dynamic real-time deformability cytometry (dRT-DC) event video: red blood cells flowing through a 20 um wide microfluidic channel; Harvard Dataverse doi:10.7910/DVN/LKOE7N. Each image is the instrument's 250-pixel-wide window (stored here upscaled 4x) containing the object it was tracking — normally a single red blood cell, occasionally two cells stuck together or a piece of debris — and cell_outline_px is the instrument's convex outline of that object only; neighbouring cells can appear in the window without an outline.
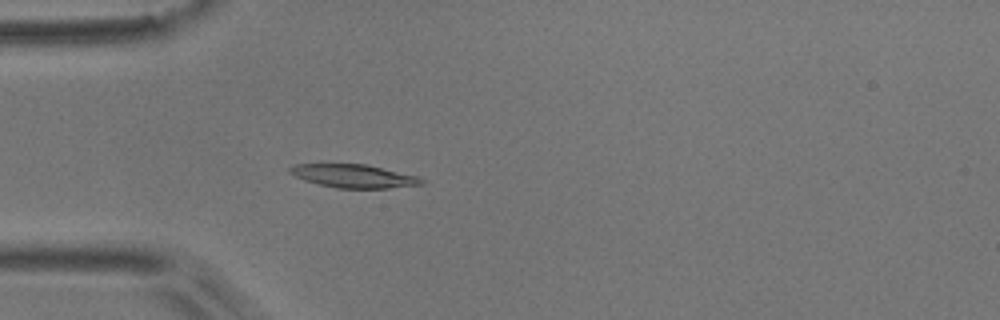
{"species": "common noctule bat (a hibernating species)", "species_latin": "Nyctalus noctula", "temperature_condition": "room temperature", "stored_images_in_passage": 5, "camera_frame_rate_fps": 3000, "um_per_image_px": 0.085, "animal": {"sex": "male", "body_mass_g": 17.9}, "frame": {"image": 1, "passage_image": 5, "time_ms": 1.333, "image_size_px": [1000, 320], "cell_outline_px": [[424, 184], [388, 188], [336, 188], [304, 180], [288, 172], [288, 168], [292, 164], [368, 164], [416, 176], [424, 180]], "centroid_in_image_um": [30.04, 14.96], "position_along_channel_um": 55.0, "area_um2": 17.8}}